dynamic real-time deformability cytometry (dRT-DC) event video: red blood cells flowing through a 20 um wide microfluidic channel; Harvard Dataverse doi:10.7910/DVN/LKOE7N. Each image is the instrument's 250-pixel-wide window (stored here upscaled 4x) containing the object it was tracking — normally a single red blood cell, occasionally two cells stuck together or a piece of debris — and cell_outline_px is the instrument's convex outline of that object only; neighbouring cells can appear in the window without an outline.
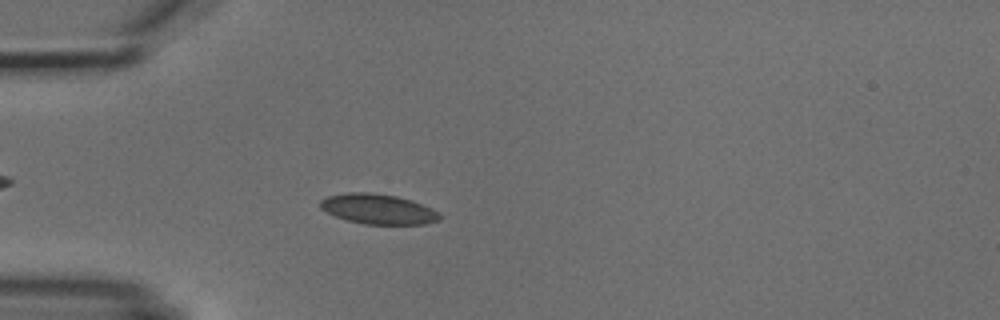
{"species": "common noctule bat (a hibernating species)", "species_latin": "Nyctalus noctula", "temperature_condition": "cold", "stored_images_in_passage": 4, "camera_frame_rate_fps": 3000, "um_per_image_px": 0.085, "animal": {"sex": "male", "body_mass_g": 18.8}, "frame": {"image": 1, "passage_image": 4, "time_ms": 3.667, "image_size_px": [1000, 320], "cell_outline_px": [[440, 220], [428, 224], [364, 224], [348, 220], [336, 216], [320, 208], [320, 200], [328, 196], [348, 192], [368, 192], [396, 196], [412, 200], [432, 208], [440, 212]], "centroid_in_image_um": [32.18, 17.77], "position_along_channel_um": 52.8, "area_um2": 20.92}}